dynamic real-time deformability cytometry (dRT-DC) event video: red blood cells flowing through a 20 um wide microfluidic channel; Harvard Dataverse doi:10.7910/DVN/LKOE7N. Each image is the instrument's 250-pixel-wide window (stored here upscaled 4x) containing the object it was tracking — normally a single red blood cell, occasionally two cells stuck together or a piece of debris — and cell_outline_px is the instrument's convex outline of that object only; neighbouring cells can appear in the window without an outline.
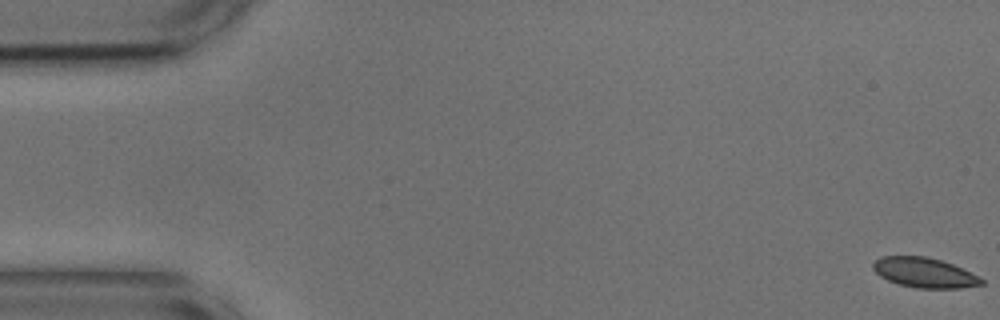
{"species": "common noctule bat (a hibernating species)", "species_latin": "Nyctalus noctula", "temperature_condition": "cold", "stored_images_in_passage": 16, "camera_frame_rate_fps": 3000, "um_per_image_px": 0.085, "animal": {"sex": "male", "body_mass_g": 17.9, "forearm_length_mm": 54.2}, "frame": {"image": 1, "passage_image": 1, "time_ms": 0.0, "image_size_px": [1000, 320], "cell_outline_px": [[984, 284], [960, 288], [916, 288], [900, 284], [888, 280], [880, 276], [872, 268], [872, 264], [880, 256], [924, 256], [940, 260], [952, 264], [984, 280]], "centroid_in_image_um": [78.53, 23.17], "position_along_channel_um": 6.5, "area_um2": 18.61}}
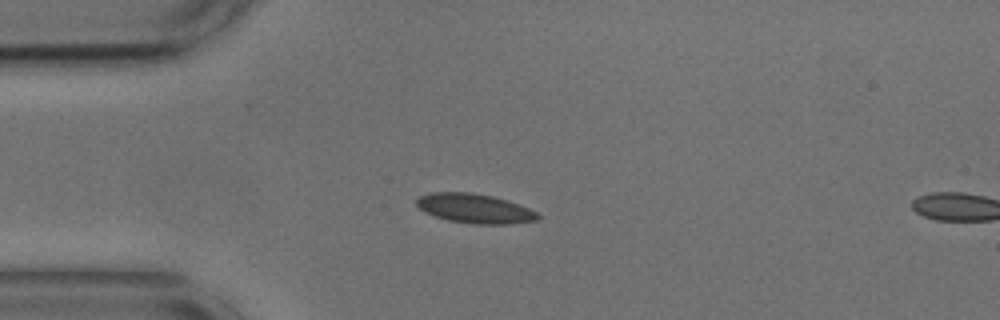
{"frame": {"image": 2, "passage_image": 14, "time_ms": 4.333, "image_size_px": [1000, 320], "cell_outline_px": [[540, 216], [536, 220], [508, 224], [472, 224], [448, 220], [424, 212], [416, 204], [416, 200], [420, 196], [432, 192], [472, 192], [492, 196], [528, 208], [536, 212]], "centroid_in_image_um": [40.31, 17.72], "position_along_channel_um": 44.7, "area_um2": 20.52}}